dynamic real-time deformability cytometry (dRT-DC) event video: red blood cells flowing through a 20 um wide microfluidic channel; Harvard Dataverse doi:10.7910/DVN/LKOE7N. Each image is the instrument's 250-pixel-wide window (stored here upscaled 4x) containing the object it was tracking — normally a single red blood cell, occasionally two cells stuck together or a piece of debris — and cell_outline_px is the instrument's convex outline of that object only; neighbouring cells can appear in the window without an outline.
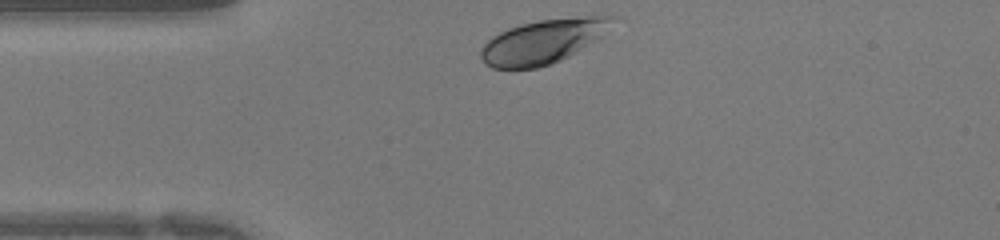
{"species": "human", "species_latin": "Homo sapiens", "temperature_condition": "warm", "stored_images_in_passage": 25, "camera_frame_rate_fps": 3000, "um_per_image_px": 0.085, "donor": {"sex": "female"}, "frame": {"image": 1, "passage_image": 1, "time_ms": 0.0, "image_size_px": [1000, 240], "cell_outline_px": [[616, 16], [604, 36], [568, 56], [552, 64], [536, 68], [492, 68], [480, 56], [480, 52], [484, 44], [492, 36], [508, 28], [520, 24], [540, 20], [588, 16]], "centroid_in_image_um": [46.16, 3.52], "position_along_channel_um": 38.8, "area_um2": 33.47}}
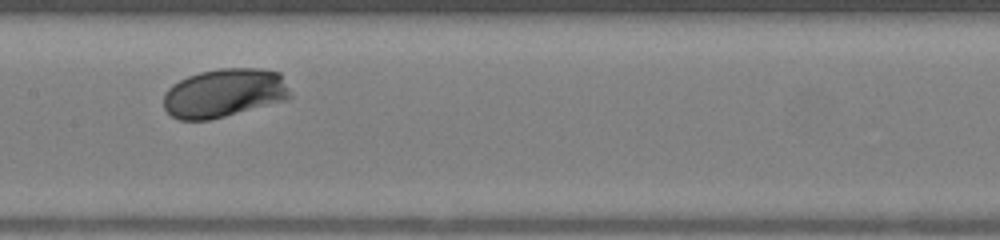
{"frame": {"image": 2, "passage_image": 12, "time_ms": 3.667, "image_size_px": [1000, 240], "cell_outline_px": [[292, 96], [288, 100], [208, 120], [180, 120], [172, 116], [164, 108], [164, 92], [172, 84], [188, 76], [200, 72], [220, 68], [260, 68], [280, 72]], "centroid_in_image_um": [19.07, 7.9], "position_along_channel_um": 188.3, "area_um2": 36.07}}
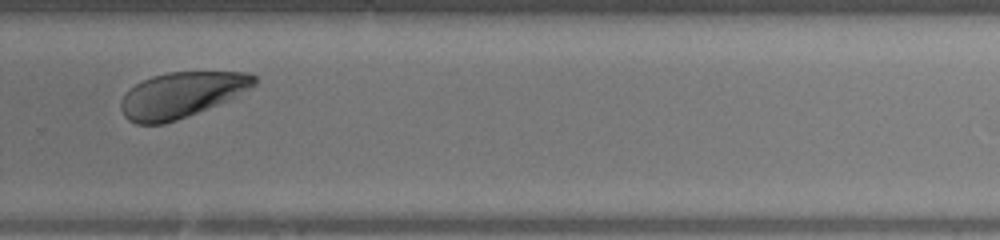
{"frame": {"image": 3, "passage_image": 20, "time_ms": 6.333, "image_size_px": [1000, 240], "cell_outline_px": [[256, 84], [252, 88], [216, 104], [176, 120], [164, 124], [136, 124], [128, 120], [124, 116], [120, 108], [120, 100], [136, 84], [152, 76], [168, 72], [248, 72], [256, 76]], "centroid_in_image_um": [15.4, 8.06], "position_along_channel_um": 314.4, "area_um2": 34.85}}